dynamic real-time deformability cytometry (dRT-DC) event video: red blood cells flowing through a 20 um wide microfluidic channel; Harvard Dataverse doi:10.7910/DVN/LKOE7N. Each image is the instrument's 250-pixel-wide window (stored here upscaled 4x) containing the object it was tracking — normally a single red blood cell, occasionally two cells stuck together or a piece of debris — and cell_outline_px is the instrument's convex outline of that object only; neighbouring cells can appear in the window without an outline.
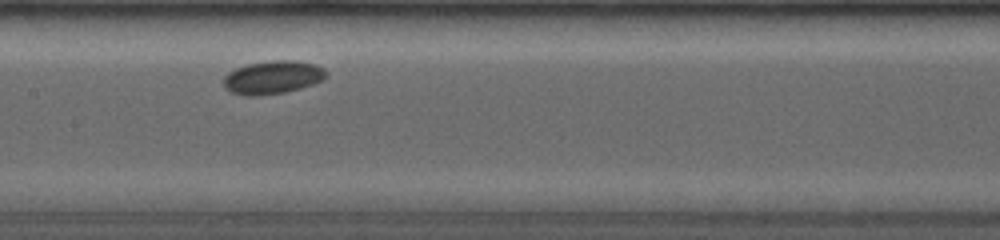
{"species": "common noctule bat (a hibernating species)", "species_latin": "Nyctalus noctula", "temperature_condition": "room temperature", "stored_images_in_passage": 5, "camera_frame_rate_fps": 4000, "um_per_image_px": 0.085, "animal": {"sex": "female", "body_mass_g": 19.0, "forearm_length_mm": 53.3}, "frame": {"image": 1, "passage_image": 4, "time_ms": 3.25, "image_size_px": [1000, 240], "cell_outline_px": [[328, 76], [324, 80], [300, 88], [284, 92], [256, 96], [248, 96], [232, 92], [224, 88], [224, 76], [228, 72], [236, 68], [248, 64], [272, 60], [292, 60], [316, 64], [324, 68], [328, 72]], "centroid_in_image_um": [23.21, 6.57], "position_along_channel_um": 184.2, "area_um2": 19.94}}